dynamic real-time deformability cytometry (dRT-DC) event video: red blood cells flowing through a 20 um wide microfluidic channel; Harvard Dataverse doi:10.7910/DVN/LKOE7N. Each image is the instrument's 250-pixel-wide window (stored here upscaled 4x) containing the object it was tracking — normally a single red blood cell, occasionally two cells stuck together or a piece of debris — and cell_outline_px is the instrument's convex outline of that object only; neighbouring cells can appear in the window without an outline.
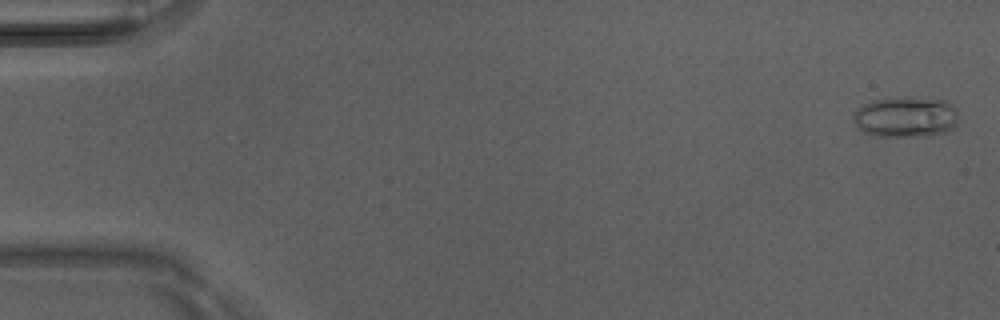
{"species": "Egyptian fruit bat (a non-hibernating species)", "species_latin": "Rousettus aegyptiacus", "temperature_condition": "room temperature", "stored_images_in_passage": 46, "camera_frame_rate_fps": 3000, "um_per_image_px": 0.085, "animal": {"sex": "male"}, "frame": {"image": 1, "passage_image": 1, "time_ms": 0.0, "image_size_px": [1000, 320], "cell_outline_px": [[960, 120], [948, 132], [932, 136], [876, 136], [864, 132], [856, 128], [852, 120], [852, 116], [856, 108], [864, 104], [888, 96], [912, 96], [944, 100], [952, 104], [956, 108]], "centroid_in_image_um": [77.0, 9.93], "position_along_channel_um": 8.0, "area_um2": 25.89}}
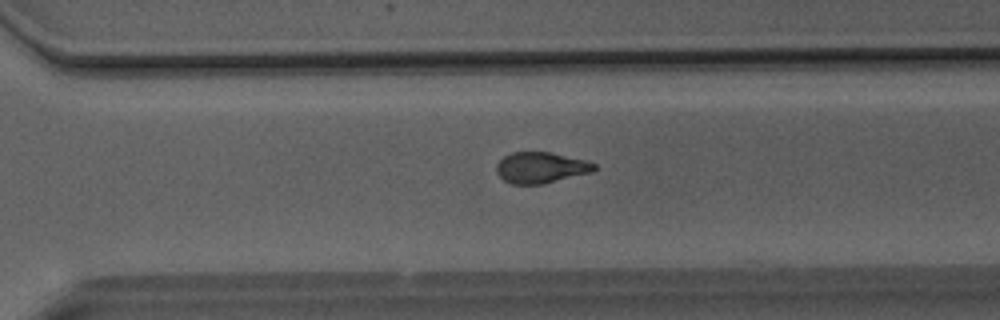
{"frame": {"image": 2, "passage_image": 35, "time_ms": 11.333, "image_size_px": [1000, 320], "cell_outline_px": [[596, 168], [592, 172], [540, 184], [512, 184], [504, 180], [496, 172], [496, 164], [504, 156], [512, 152], [552, 152], [584, 160], [596, 164]], "centroid_in_image_um": [45.95, 14.24], "position_along_channel_um": 324.7, "area_um2": 17.51}}
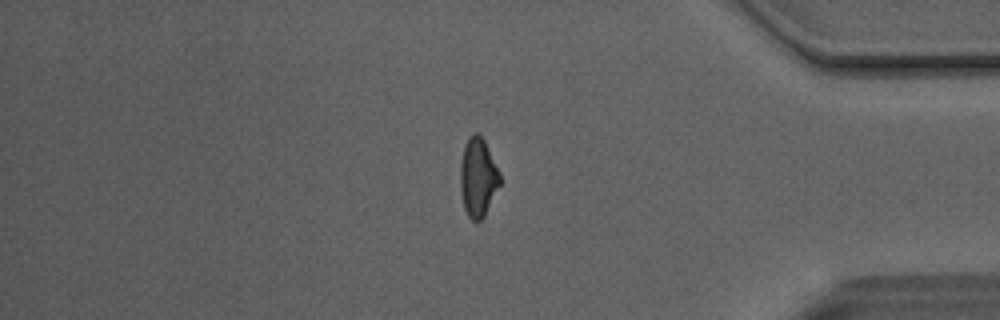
{"frame": {"image": 3, "passage_image": 42, "time_ms": 13.667, "image_size_px": [1000, 320], "cell_outline_px": [[500, 184], [484, 216], [476, 224], [468, 216], [464, 208], [460, 188], [460, 160], [464, 144], [476, 132], [484, 140], [500, 172]], "centroid_in_image_um": [40.62, 15.1], "position_along_channel_um": 394.6, "area_um2": 18.15}, "authors_computed_cell_mechanics": {"area_um2": 18.4671, "velocity_mm_per_s": 4.1387, "shape_relaxation_time_tau1_ms": 7.3797, "shape_relaxation_time_tau2_ms": 1.9322, "deformation_change_tau1": 0.2206, "deformation_change_tau2": 0.0942}}